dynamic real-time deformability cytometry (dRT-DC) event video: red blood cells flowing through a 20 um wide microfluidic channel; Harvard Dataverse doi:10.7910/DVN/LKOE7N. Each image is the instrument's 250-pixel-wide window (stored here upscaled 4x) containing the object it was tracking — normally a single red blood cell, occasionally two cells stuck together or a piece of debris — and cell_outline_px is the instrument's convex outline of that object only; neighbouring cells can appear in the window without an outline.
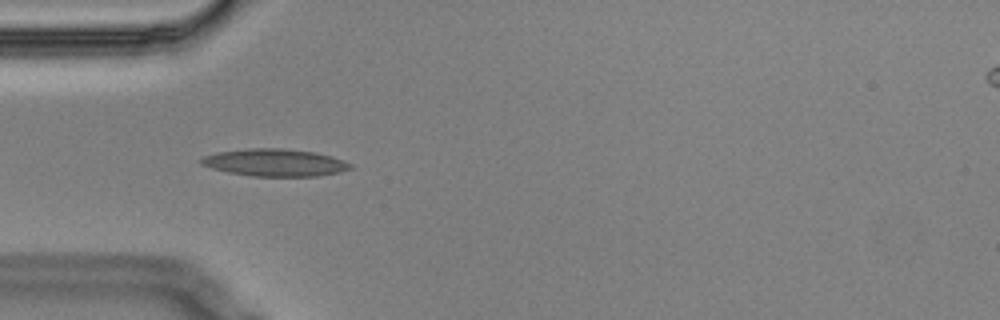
{"species": "Egyptian fruit bat (a non-hibernating species)", "species_latin": "Rousettus aegyptiacus", "temperature_condition": "cold", "stored_images_in_passage": 4, "camera_frame_rate_fps": 3000, "um_per_image_px": 0.085, "animal": {"sex": "male"}, "frame": {"image": 1, "passage_image": 3, "time_ms": 0.667, "image_size_px": [1000, 320], "cell_outline_px": [[352, 168], [340, 172], [316, 176], [252, 176], [228, 172], [212, 168], [200, 164], [200, 160], [204, 156], [216, 152], [248, 148], [284, 148], [316, 152], [332, 156], [344, 160], [352, 164]], "centroid_in_image_um": [23.38, 13.81], "position_along_channel_um": 61.6, "area_um2": 23.87}}
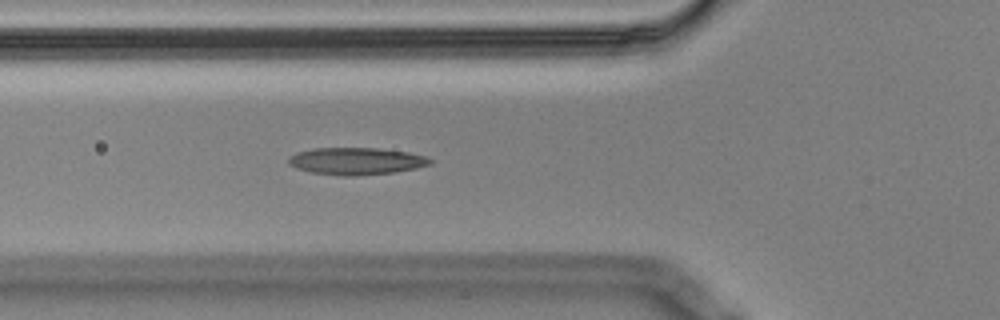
{"frame": {"image": 2, "passage_image": 4, "time_ms": 1.0, "image_size_px": [1000, 320], "cell_outline_px": [[432, 164], [416, 168], [392, 172], [356, 176], [344, 176], [312, 172], [296, 168], [288, 164], [288, 156], [296, 152], [316, 148], [380, 148], [408, 152], [424, 156], [432, 160]], "centroid_in_image_um": [30.26, 13.69], "position_along_channel_um": 95.5, "area_um2": 22.37}}